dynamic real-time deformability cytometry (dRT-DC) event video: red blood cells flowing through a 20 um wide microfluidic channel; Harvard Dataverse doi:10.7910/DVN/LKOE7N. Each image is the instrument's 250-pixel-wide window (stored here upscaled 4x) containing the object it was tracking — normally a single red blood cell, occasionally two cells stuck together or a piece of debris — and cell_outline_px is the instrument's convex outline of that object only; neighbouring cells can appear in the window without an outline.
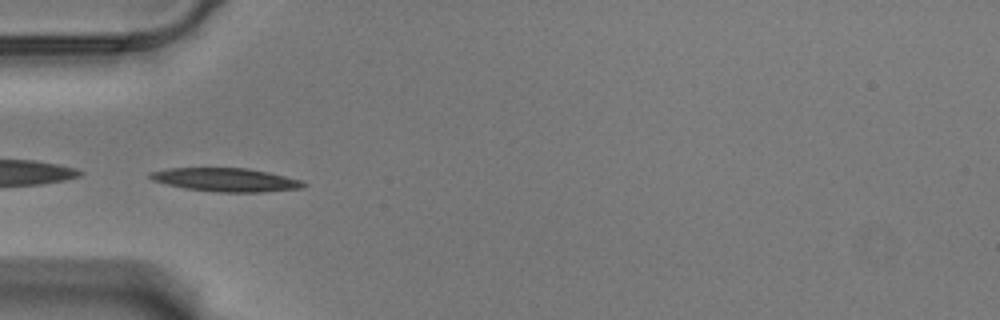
{"species": "Egyptian fruit bat (a non-hibernating species)", "species_latin": "Rousettus aegyptiacus", "temperature_condition": "warm", "stored_images_in_passage": 40, "camera_frame_rate_fps": 3000, "um_per_image_px": 0.085, "animal": {"sex": "male"}, "frame": {"image": 1, "passage_image": 1, "time_ms": 0.0, "image_size_px": [1000, 320], "cell_outline_px": [[308, 184], [304, 188], [260, 192], [220, 192], [184, 188], [152, 180], [148, 176], [148, 172], [168, 168], [248, 168], [268, 172], [300, 180]], "centroid_in_image_um": [19.19, 15.28], "position_along_channel_um": 65.8, "area_um2": 20.92}}
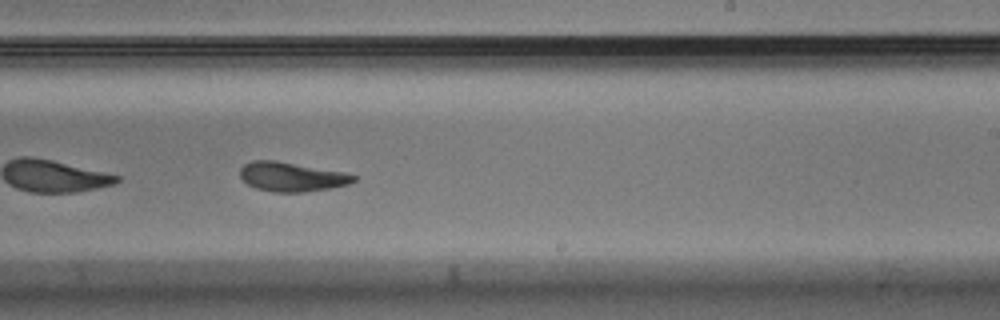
{"frame": {"image": 2, "passage_image": 18, "time_ms": 5.667, "image_size_px": [1000, 320], "cell_outline_px": [[356, 180], [348, 184], [328, 188], [304, 192], [272, 192], [256, 188], [248, 184], [240, 176], [240, 168], [244, 164], [252, 160], [276, 160], [344, 172], [356, 176]], "centroid_in_image_um": [24.76, 15.02], "position_along_channel_um": 264.2, "area_um2": 19.31}, "authors_computed_cell_mechanics": {"area_um2": 19.8254, "velocity_mm_per_s": 3.5045, "shape_relaxation_time_tau1_ms": 2.9668, "shape_relaxation_time_tau2_ms": 3.0318, "deformation_change_tau1": 0.1961, "deformation_change_tau2": 0.1051}}